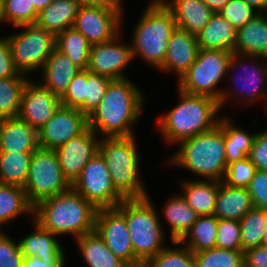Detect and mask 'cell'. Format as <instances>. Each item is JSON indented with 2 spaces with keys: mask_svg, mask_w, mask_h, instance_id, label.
<instances>
[{
  "mask_svg": "<svg viewBox=\"0 0 267 267\" xmlns=\"http://www.w3.org/2000/svg\"><path fill=\"white\" fill-rule=\"evenodd\" d=\"M145 95L128 78L111 80L99 105L87 117L88 127L101 137L135 136L133 125L142 115Z\"/></svg>",
  "mask_w": 267,
  "mask_h": 267,
  "instance_id": "obj_1",
  "label": "cell"
},
{
  "mask_svg": "<svg viewBox=\"0 0 267 267\" xmlns=\"http://www.w3.org/2000/svg\"><path fill=\"white\" fill-rule=\"evenodd\" d=\"M98 208L72 187L39 201L33 209V220L56 236L71 234L74 239L95 230Z\"/></svg>",
  "mask_w": 267,
  "mask_h": 267,
  "instance_id": "obj_2",
  "label": "cell"
},
{
  "mask_svg": "<svg viewBox=\"0 0 267 267\" xmlns=\"http://www.w3.org/2000/svg\"><path fill=\"white\" fill-rule=\"evenodd\" d=\"M179 103L160 115L157 129L167 144H177L197 134L212 130L219 121L221 110L212 97L192 95L178 89Z\"/></svg>",
  "mask_w": 267,
  "mask_h": 267,
  "instance_id": "obj_3",
  "label": "cell"
},
{
  "mask_svg": "<svg viewBox=\"0 0 267 267\" xmlns=\"http://www.w3.org/2000/svg\"><path fill=\"white\" fill-rule=\"evenodd\" d=\"M178 144L167 164L185 168L202 180L223 181L227 166L224 134L218 125Z\"/></svg>",
  "mask_w": 267,
  "mask_h": 267,
  "instance_id": "obj_4",
  "label": "cell"
},
{
  "mask_svg": "<svg viewBox=\"0 0 267 267\" xmlns=\"http://www.w3.org/2000/svg\"><path fill=\"white\" fill-rule=\"evenodd\" d=\"M176 28L172 12L161 0H151L132 32L133 59H140L158 70L165 61L171 33Z\"/></svg>",
  "mask_w": 267,
  "mask_h": 267,
  "instance_id": "obj_5",
  "label": "cell"
},
{
  "mask_svg": "<svg viewBox=\"0 0 267 267\" xmlns=\"http://www.w3.org/2000/svg\"><path fill=\"white\" fill-rule=\"evenodd\" d=\"M100 138L99 152L106 161L115 191L123 199L147 197V188L139 175L140 157L136 135Z\"/></svg>",
  "mask_w": 267,
  "mask_h": 267,
  "instance_id": "obj_6",
  "label": "cell"
},
{
  "mask_svg": "<svg viewBox=\"0 0 267 267\" xmlns=\"http://www.w3.org/2000/svg\"><path fill=\"white\" fill-rule=\"evenodd\" d=\"M150 195L124 199L116 208L125 216L135 257L145 265L166 246V234Z\"/></svg>",
  "mask_w": 267,
  "mask_h": 267,
  "instance_id": "obj_7",
  "label": "cell"
},
{
  "mask_svg": "<svg viewBox=\"0 0 267 267\" xmlns=\"http://www.w3.org/2000/svg\"><path fill=\"white\" fill-rule=\"evenodd\" d=\"M231 51L199 50L195 62L177 82L178 89L192 94L212 97L220 100L223 89L218 87L227 77Z\"/></svg>",
  "mask_w": 267,
  "mask_h": 267,
  "instance_id": "obj_8",
  "label": "cell"
},
{
  "mask_svg": "<svg viewBox=\"0 0 267 267\" xmlns=\"http://www.w3.org/2000/svg\"><path fill=\"white\" fill-rule=\"evenodd\" d=\"M240 66L243 69H241ZM230 71L234 73L230 74L231 77L229 78H231V82L236 83H234V85L232 86L233 89L231 91H225L224 89L222 90L220 100L218 101L220 109H222L226 101L228 102L231 96L232 100L236 99L235 96L239 97L235 101H243V104L245 103V105H248L249 103L253 104L254 102H256V100L258 101L263 98L264 101L267 100V58L263 56H247L233 53L230 57L228 75L229 73H231ZM241 72H244L242 73L243 75L240 74ZM233 77H236V81H234ZM238 78L242 82L241 84H239L240 81L238 82ZM236 93L239 94L236 95Z\"/></svg>",
  "mask_w": 267,
  "mask_h": 267,
  "instance_id": "obj_9",
  "label": "cell"
},
{
  "mask_svg": "<svg viewBox=\"0 0 267 267\" xmlns=\"http://www.w3.org/2000/svg\"><path fill=\"white\" fill-rule=\"evenodd\" d=\"M16 28L22 31L7 36L11 56L19 72L28 76L29 73L40 71L56 49V35L35 24Z\"/></svg>",
  "mask_w": 267,
  "mask_h": 267,
  "instance_id": "obj_10",
  "label": "cell"
},
{
  "mask_svg": "<svg viewBox=\"0 0 267 267\" xmlns=\"http://www.w3.org/2000/svg\"><path fill=\"white\" fill-rule=\"evenodd\" d=\"M71 188L65 178L55 150L37 148L31 155L28 177L24 186L28 201H39Z\"/></svg>",
  "mask_w": 267,
  "mask_h": 267,
  "instance_id": "obj_11",
  "label": "cell"
},
{
  "mask_svg": "<svg viewBox=\"0 0 267 267\" xmlns=\"http://www.w3.org/2000/svg\"><path fill=\"white\" fill-rule=\"evenodd\" d=\"M97 208L116 207L124 199L115 191L106 161L98 151L71 185Z\"/></svg>",
  "mask_w": 267,
  "mask_h": 267,
  "instance_id": "obj_12",
  "label": "cell"
},
{
  "mask_svg": "<svg viewBox=\"0 0 267 267\" xmlns=\"http://www.w3.org/2000/svg\"><path fill=\"white\" fill-rule=\"evenodd\" d=\"M95 231L107 248L129 267H143L135 257L125 216L116 208H98Z\"/></svg>",
  "mask_w": 267,
  "mask_h": 267,
  "instance_id": "obj_13",
  "label": "cell"
},
{
  "mask_svg": "<svg viewBox=\"0 0 267 267\" xmlns=\"http://www.w3.org/2000/svg\"><path fill=\"white\" fill-rule=\"evenodd\" d=\"M123 12L81 4L73 27L92 45L107 42L122 32Z\"/></svg>",
  "mask_w": 267,
  "mask_h": 267,
  "instance_id": "obj_14",
  "label": "cell"
},
{
  "mask_svg": "<svg viewBox=\"0 0 267 267\" xmlns=\"http://www.w3.org/2000/svg\"><path fill=\"white\" fill-rule=\"evenodd\" d=\"M87 128V116L79 109L60 106L38 131L39 148L56 150Z\"/></svg>",
  "mask_w": 267,
  "mask_h": 267,
  "instance_id": "obj_15",
  "label": "cell"
},
{
  "mask_svg": "<svg viewBox=\"0 0 267 267\" xmlns=\"http://www.w3.org/2000/svg\"><path fill=\"white\" fill-rule=\"evenodd\" d=\"M120 35L91 46L88 71L111 80L129 78L124 70L133 61L132 49L130 44L119 42Z\"/></svg>",
  "mask_w": 267,
  "mask_h": 267,
  "instance_id": "obj_16",
  "label": "cell"
},
{
  "mask_svg": "<svg viewBox=\"0 0 267 267\" xmlns=\"http://www.w3.org/2000/svg\"><path fill=\"white\" fill-rule=\"evenodd\" d=\"M61 106V100L39 82L28 80L21 95L18 117L39 131Z\"/></svg>",
  "mask_w": 267,
  "mask_h": 267,
  "instance_id": "obj_17",
  "label": "cell"
},
{
  "mask_svg": "<svg viewBox=\"0 0 267 267\" xmlns=\"http://www.w3.org/2000/svg\"><path fill=\"white\" fill-rule=\"evenodd\" d=\"M99 137L88 127L83 133L55 150L63 174L71 185L79 177L84 166L99 151Z\"/></svg>",
  "mask_w": 267,
  "mask_h": 267,
  "instance_id": "obj_18",
  "label": "cell"
},
{
  "mask_svg": "<svg viewBox=\"0 0 267 267\" xmlns=\"http://www.w3.org/2000/svg\"><path fill=\"white\" fill-rule=\"evenodd\" d=\"M198 52L196 35L176 27L168 42L165 61L158 70L175 72L179 81L195 62Z\"/></svg>",
  "mask_w": 267,
  "mask_h": 267,
  "instance_id": "obj_19",
  "label": "cell"
},
{
  "mask_svg": "<svg viewBox=\"0 0 267 267\" xmlns=\"http://www.w3.org/2000/svg\"><path fill=\"white\" fill-rule=\"evenodd\" d=\"M38 147L35 128L19 117L0 119V152L33 153Z\"/></svg>",
  "mask_w": 267,
  "mask_h": 267,
  "instance_id": "obj_20",
  "label": "cell"
},
{
  "mask_svg": "<svg viewBox=\"0 0 267 267\" xmlns=\"http://www.w3.org/2000/svg\"><path fill=\"white\" fill-rule=\"evenodd\" d=\"M38 81L52 94L61 98L67 91L73 78L82 70L58 49H55L41 69Z\"/></svg>",
  "mask_w": 267,
  "mask_h": 267,
  "instance_id": "obj_21",
  "label": "cell"
},
{
  "mask_svg": "<svg viewBox=\"0 0 267 267\" xmlns=\"http://www.w3.org/2000/svg\"><path fill=\"white\" fill-rule=\"evenodd\" d=\"M172 12L176 27L193 35L208 24L214 12L202 0H161Z\"/></svg>",
  "mask_w": 267,
  "mask_h": 267,
  "instance_id": "obj_22",
  "label": "cell"
},
{
  "mask_svg": "<svg viewBox=\"0 0 267 267\" xmlns=\"http://www.w3.org/2000/svg\"><path fill=\"white\" fill-rule=\"evenodd\" d=\"M233 53L267 58V17L258 13L246 25L237 29Z\"/></svg>",
  "mask_w": 267,
  "mask_h": 267,
  "instance_id": "obj_23",
  "label": "cell"
},
{
  "mask_svg": "<svg viewBox=\"0 0 267 267\" xmlns=\"http://www.w3.org/2000/svg\"><path fill=\"white\" fill-rule=\"evenodd\" d=\"M253 207L245 187H232L218 182V194L213 215L218 219L238 220Z\"/></svg>",
  "mask_w": 267,
  "mask_h": 267,
  "instance_id": "obj_24",
  "label": "cell"
},
{
  "mask_svg": "<svg viewBox=\"0 0 267 267\" xmlns=\"http://www.w3.org/2000/svg\"><path fill=\"white\" fill-rule=\"evenodd\" d=\"M237 29L219 12L212 15L208 24L196 36L199 50L234 51Z\"/></svg>",
  "mask_w": 267,
  "mask_h": 267,
  "instance_id": "obj_25",
  "label": "cell"
},
{
  "mask_svg": "<svg viewBox=\"0 0 267 267\" xmlns=\"http://www.w3.org/2000/svg\"><path fill=\"white\" fill-rule=\"evenodd\" d=\"M80 6V0H53L38 12L35 25L57 35L73 27Z\"/></svg>",
  "mask_w": 267,
  "mask_h": 267,
  "instance_id": "obj_26",
  "label": "cell"
},
{
  "mask_svg": "<svg viewBox=\"0 0 267 267\" xmlns=\"http://www.w3.org/2000/svg\"><path fill=\"white\" fill-rule=\"evenodd\" d=\"M181 183V184H180ZM181 196L199 216H212L216 206L218 181L180 180Z\"/></svg>",
  "mask_w": 267,
  "mask_h": 267,
  "instance_id": "obj_27",
  "label": "cell"
},
{
  "mask_svg": "<svg viewBox=\"0 0 267 267\" xmlns=\"http://www.w3.org/2000/svg\"><path fill=\"white\" fill-rule=\"evenodd\" d=\"M34 231L19 241L23 256L40 258H66L65 249L57 236L43 229L35 220ZM63 247V248H62ZM64 249V250H63Z\"/></svg>",
  "mask_w": 267,
  "mask_h": 267,
  "instance_id": "obj_28",
  "label": "cell"
},
{
  "mask_svg": "<svg viewBox=\"0 0 267 267\" xmlns=\"http://www.w3.org/2000/svg\"><path fill=\"white\" fill-rule=\"evenodd\" d=\"M221 115L218 126L224 134L226 166L249 156L257 132L249 134L236 126L233 120Z\"/></svg>",
  "mask_w": 267,
  "mask_h": 267,
  "instance_id": "obj_29",
  "label": "cell"
},
{
  "mask_svg": "<svg viewBox=\"0 0 267 267\" xmlns=\"http://www.w3.org/2000/svg\"><path fill=\"white\" fill-rule=\"evenodd\" d=\"M163 208V215L170 225L171 241H180L191 229L199 215L179 193L169 197Z\"/></svg>",
  "mask_w": 267,
  "mask_h": 267,
  "instance_id": "obj_30",
  "label": "cell"
},
{
  "mask_svg": "<svg viewBox=\"0 0 267 267\" xmlns=\"http://www.w3.org/2000/svg\"><path fill=\"white\" fill-rule=\"evenodd\" d=\"M75 241L88 267H129L107 248L95 230L84 234Z\"/></svg>",
  "mask_w": 267,
  "mask_h": 267,
  "instance_id": "obj_31",
  "label": "cell"
},
{
  "mask_svg": "<svg viewBox=\"0 0 267 267\" xmlns=\"http://www.w3.org/2000/svg\"><path fill=\"white\" fill-rule=\"evenodd\" d=\"M34 206L28 201L24 187L0 183V231L20 215L32 214Z\"/></svg>",
  "mask_w": 267,
  "mask_h": 267,
  "instance_id": "obj_32",
  "label": "cell"
},
{
  "mask_svg": "<svg viewBox=\"0 0 267 267\" xmlns=\"http://www.w3.org/2000/svg\"><path fill=\"white\" fill-rule=\"evenodd\" d=\"M218 219L212 216H199L191 229L180 241H171L175 246L186 243L193 253L216 247Z\"/></svg>",
  "mask_w": 267,
  "mask_h": 267,
  "instance_id": "obj_33",
  "label": "cell"
},
{
  "mask_svg": "<svg viewBox=\"0 0 267 267\" xmlns=\"http://www.w3.org/2000/svg\"><path fill=\"white\" fill-rule=\"evenodd\" d=\"M91 46L92 44L74 27L56 35V49L82 70L88 68Z\"/></svg>",
  "mask_w": 267,
  "mask_h": 267,
  "instance_id": "obj_34",
  "label": "cell"
},
{
  "mask_svg": "<svg viewBox=\"0 0 267 267\" xmlns=\"http://www.w3.org/2000/svg\"><path fill=\"white\" fill-rule=\"evenodd\" d=\"M32 153L0 152V183L24 187Z\"/></svg>",
  "mask_w": 267,
  "mask_h": 267,
  "instance_id": "obj_35",
  "label": "cell"
},
{
  "mask_svg": "<svg viewBox=\"0 0 267 267\" xmlns=\"http://www.w3.org/2000/svg\"><path fill=\"white\" fill-rule=\"evenodd\" d=\"M239 223L242 251L261 246L263 233L267 226V210L252 207Z\"/></svg>",
  "mask_w": 267,
  "mask_h": 267,
  "instance_id": "obj_36",
  "label": "cell"
},
{
  "mask_svg": "<svg viewBox=\"0 0 267 267\" xmlns=\"http://www.w3.org/2000/svg\"><path fill=\"white\" fill-rule=\"evenodd\" d=\"M12 76L0 79V119L18 117L21 95L29 78Z\"/></svg>",
  "mask_w": 267,
  "mask_h": 267,
  "instance_id": "obj_37",
  "label": "cell"
},
{
  "mask_svg": "<svg viewBox=\"0 0 267 267\" xmlns=\"http://www.w3.org/2000/svg\"><path fill=\"white\" fill-rule=\"evenodd\" d=\"M195 267H244V252L214 247L193 253Z\"/></svg>",
  "mask_w": 267,
  "mask_h": 267,
  "instance_id": "obj_38",
  "label": "cell"
},
{
  "mask_svg": "<svg viewBox=\"0 0 267 267\" xmlns=\"http://www.w3.org/2000/svg\"><path fill=\"white\" fill-rule=\"evenodd\" d=\"M143 267H195L193 252L186 246L165 247Z\"/></svg>",
  "mask_w": 267,
  "mask_h": 267,
  "instance_id": "obj_39",
  "label": "cell"
},
{
  "mask_svg": "<svg viewBox=\"0 0 267 267\" xmlns=\"http://www.w3.org/2000/svg\"><path fill=\"white\" fill-rule=\"evenodd\" d=\"M3 8L6 23L13 27L35 24L38 16L31 0H3Z\"/></svg>",
  "mask_w": 267,
  "mask_h": 267,
  "instance_id": "obj_40",
  "label": "cell"
},
{
  "mask_svg": "<svg viewBox=\"0 0 267 267\" xmlns=\"http://www.w3.org/2000/svg\"><path fill=\"white\" fill-rule=\"evenodd\" d=\"M87 70H81L71 81L67 91L60 98L61 106L79 109L85 114V90Z\"/></svg>",
  "mask_w": 267,
  "mask_h": 267,
  "instance_id": "obj_41",
  "label": "cell"
},
{
  "mask_svg": "<svg viewBox=\"0 0 267 267\" xmlns=\"http://www.w3.org/2000/svg\"><path fill=\"white\" fill-rule=\"evenodd\" d=\"M219 14L238 29L251 21L258 12L244 0H230Z\"/></svg>",
  "mask_w": 267,
  "mask_h": 267,
  "instance_id": "obj_42",
  "label": "cell"
},
{
  "mask_svg": "<svg viewBox=\"0 0 267 267\" xmlns=\"http://www.w3.org/2000/svg\"><path fill=\"white\" fill-rule=\"evenodd\" d=\"M110 81V78L93 74L87 70V84L85 90V115L87 117L103 99Z\"/></svg>",
  "mask_w": 267,
  "mask_h": 267,
  "instance_id": "obj_43",
  "label": "cell"
},
{
  "mask_svg": "<svg viewBox=\"0 0 267 267\" xmlns=\"http://www.w3.org/2000/svg\"><path fill=\"white\" fill-rule=\"evenodd\" d=\"M216 247L242 251L240 223L238 220H218Z\"/></svg>",
  "mask_w": 267,
  "mask_h": 267,
  "instance_id": "obj_44",
  "label": "cell"
},
{
  "mask_svg": "<svg viewBox=\"0 0 267 267\" xmlns=\"http://www.w3.org/2000/svg\"><path fill=\"white\" fill-rule=\"evenodd\" d=\"M256 171L249 157L232 163L227 167L223 182L232 187H247Z\"/></svg>",
  "mask_w": 267,
  "mask_h": 267,
  "instance_id": "obj_45",
  "label": "cell"
},
{
  "mask_svg": "<svg viewBox=\"0 0 267 267\" xmlns=\"http://www.w3.org/2000/svg\"><path fill=\"white\" fill-rule=\"evenodd\" d=\"M20 244L3 230L0 231V267H22Z\"/></svg>",
  "mask_w": 267,
  "mask_h": 267,
  "instance_id": "obj_46",
  "label": "cell"
},
{
  "mask_svg": "<svg viewBox=\"0 0 267 267\" xmlns=\"http://www.w3.org/2000/svg\"><path fill=\"white\" fill-rule=\"evenodd\" d=\"M253 207L267 210V171L256 169L254 176L246 187Z\"/></svg>",
  "mask_w": 267,
  "mask_h": 267,
  "instance_id": "obj_47",
  "label": "cell"
},
{
  "mask_svg": "<svg viewBox=\"0 0 267 267\" xmlns=\"http://www.w3.org/2000/svg\"><path fill=\"white\" fill-rule=\"evenodd\" d=\"M248 157L256 169L267 171V128L257 132Z\"/></svg>",
  "mask_w": 267,
  "mask_h": 267,
  "instance_id": "obj_48",
  "label": "cell"
},
{
  "mask_svg": "<svg viewBox=\"0 0 267 267\" xmlns=\"http://www.w3.org/2000/svg\"><path fill=\"white\" fill-rule=\"evenodd\" d=\"M12 76H27L20 73L11 56L7 36L0 37V79Z\"/></svg>",
  "mask_w": 267,
  "mask_h": 267,
  "instance_id": "obj_49",
  "label": "cell"
},
{
  "mask_svg": "<svg viewBox=\"0 0 267 267\" xmlns=\"http://www.w3.org/2000/svg\"><path fill=\"white\" fill-rule=\"evenodd\" d=\"M244 267H267V246H257L244 251Z\"/></svg>",
  "mask_w": 267,
  "mask_h": 267,
  "instance_id": "obj_50",
  "label": "cell"
},
{
  "mask_svg": "<svg viewBox=\"0 0 267 267\" xmlns=\"http://www.w3.org/2000/svg\"><path fill=\"white\" fill-rule=\"evenodd\" d=\"M66 258H40L24 256L22 267H66Z\"/></svg>",
  "mask_w": 267,
  "mask_h": 267,
  "instance_id": "obj_51",
  "label": "cell"
},
{
  "mask_svg": "<svg viewBox=\"0 0 267 267\" xmlns=\"http://www.w3.org/2000/svg\"><path fill=\"white\" fill-rule=\"evenodd\" d=\"M122 0H80L82 5L99 6L113 10H123Z\"/></svg>",
  "mask_w": 267,
  "mask_h": 267,
  "instance_id": "obj_52",
  "label": "cell"
},
{
  "mask_svg": "<svg viewBox=\"0 0 267 267\" xmlns=\"http://www.w3.org/2000/svg\"><path fill=\"white\" fill-rule=\"evenodd\" d=\"M214 13L219 12L230 0H202Z\"/></svg>",
  "mask_w": 267,
  "mask_h": 267,
  "instance_id": "obj_53",
  "label": "cell"
},
{
  "mask_svg": "<svg viewBox=\"0 0 267 267\" xmlns=\"http://www.w3.org/2000/svg\"><path fill=\"white\" fill-rule=\"evenodd\" d=\"M252 6L258 13H264L267 8V0H244Z\"/></svg>",
  "mask_w": 267,
  "mask_h": 267,
  "instance_id": "obj_54",
  "label": "cell"
},
{
  "mask_svg": "<svg viewBox=\"0 0 267 267\" xmlns=\"http://www.w3.org/2000/svg\"><path fill=\"white\" fill-rule=\"evenodd\" d=\"M53 0H31L35 9L39 12L49 5Z\"/></svg>",
  "mask_w": 267,
  "mask_h": 267,
  "instance_id": "obj_55",
  "label": "cell"
},
{
  "mask_svg": "<svg viewBox=\"0 0 267 267\" xmlns=\"http://www.w3.org/2000/svg\"><path fill=\"white\" fill-rule=\"evenodd\" d=\"M3 22H6V21L4 17L3 0H0V25H2Z\"/></svg>",
  "mask_w": 267,
  "mask_h": 267,
  "instance_id": "obj_56",
  "label": "cell"
},
{
  "mask_svg": "<svg viewBox=\"0 0 267 267\" xmlns=\"http://www.w3.org/2000/svg\"><path fill=\"white\" fill-rule=\"evenodd\" d=\"M262 245L267 246V226H266L264 233H263Z\"/></svg>",
  "mask_w": 267,
  "mask_h": 267,
  "instance_id": "obj_57",
  "label": "cell"
},
{
  "mask_svg": "<svg viewBox=\"0 0 267 267\" xmlns=\"http://www.w3.org/2000/svg\"><path fill=\"white\" fill-rule=\"evenodd\" d=\"M264 14H265V16L267 17V8H266V10H265Z\"/></svg>",
  "mask_w": 267,
  "mask_h": 267,
  "instance_id": "obj_58",
  "label": "cell"
}]
</instances>
